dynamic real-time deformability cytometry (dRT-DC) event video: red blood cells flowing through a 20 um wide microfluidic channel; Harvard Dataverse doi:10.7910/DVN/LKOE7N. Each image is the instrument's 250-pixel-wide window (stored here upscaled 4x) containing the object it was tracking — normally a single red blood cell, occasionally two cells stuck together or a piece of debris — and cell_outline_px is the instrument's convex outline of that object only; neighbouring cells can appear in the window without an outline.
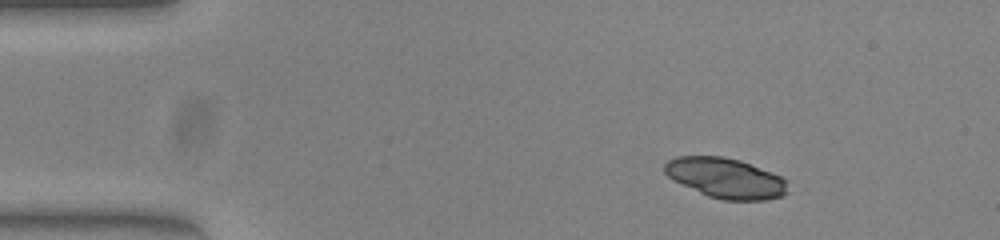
{"species": "common noctule bat (a hibernating species)", "species_latin": "Nyctalus noctula", "temperature_condition": "warm", "stored_images_in_passage": 45, "camera_frame_rate_fps": 3000, "um_per_image_px": 0.085, "animal": {"sex": "female", "body_mass_g": 23.0, "forearm_length_mm": 53.4}, "frame": {"image": 1, "passage_image": 1, "time_ms": 0.0, "image_size_px": [1000, 240], "cell_outline_px": [[788, 192], [780, 196], [764, 200], [724, 200], [708, 196], [672, 180], [664, 172], [664, 164], [668, 160], [676, 156], [724, 156], [740, 160], [772, 172], [788, 180]], "centroid_in_image_um": [61.68, 15.13], "position_along_channel_um": 23.3, "area_um2": 28.96}}